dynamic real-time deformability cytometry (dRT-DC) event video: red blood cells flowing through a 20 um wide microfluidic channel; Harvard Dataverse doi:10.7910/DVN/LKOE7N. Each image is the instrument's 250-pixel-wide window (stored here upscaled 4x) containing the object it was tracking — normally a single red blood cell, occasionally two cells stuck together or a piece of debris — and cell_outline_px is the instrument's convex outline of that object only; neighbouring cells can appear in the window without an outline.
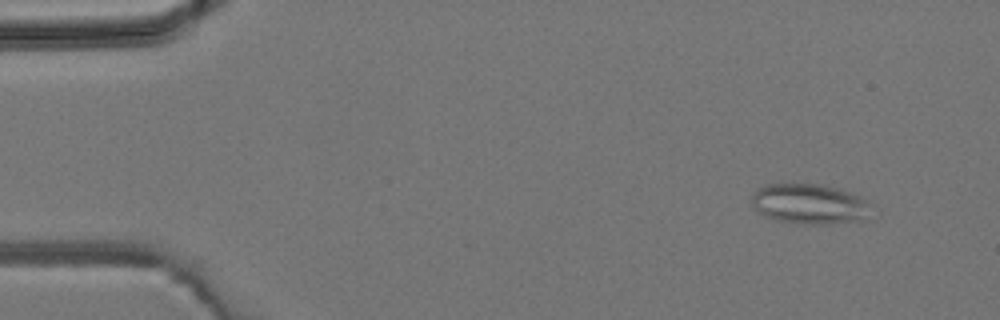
{"species": "common noctule bat (a hibernating species)", "species_latin": "Nyctalus noctula", "temperature_condition": "room temperature", "stored_images_in_passage": 5, "camera_frame_rate_fps": 3000, "um_per_image_px": 0.085, "animal": {"sex": "male", "body_mass_g": 19.2, "forearm_length_mm": 51.8}, "frame": {"image": 1, "passage_image": 2, "time_ms": 1.333, "image_size_px": [1000, 320], "cell_outline_px": [[864, 200], [860, 220], [824, 224], [804, 224], [780, 220], [764, 216], [752, 204], [752, 192], [768, 184], [824, 184], [840, 188], [860, 196]], "centroid_in_image_um": [68.67, 17.3], "position_along_channel_um": 16.3, "area_um2": 26.93}}